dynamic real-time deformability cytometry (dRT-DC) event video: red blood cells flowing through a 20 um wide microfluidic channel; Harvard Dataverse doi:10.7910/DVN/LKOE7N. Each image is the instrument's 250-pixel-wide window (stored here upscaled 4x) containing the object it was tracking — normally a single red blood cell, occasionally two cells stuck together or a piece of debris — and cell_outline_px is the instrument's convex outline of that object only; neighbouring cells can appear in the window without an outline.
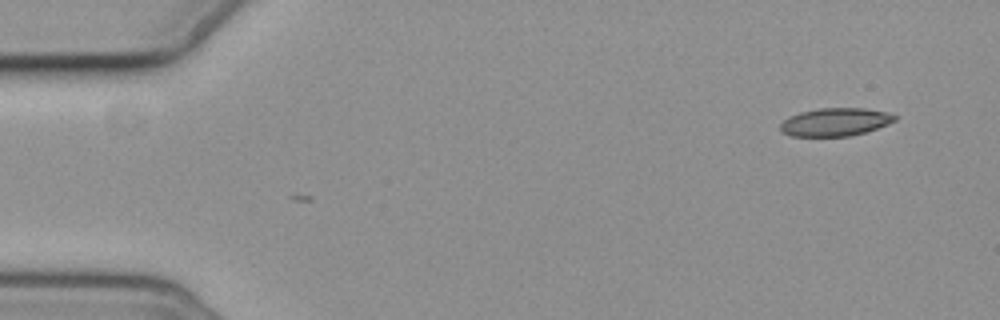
{"species": "common noctule bat (a hibernating species)", "species_latin": "Nyctalus noctula", "temperature_condition": "cold", "stored_images_in_passage": 7, "camera_frame_rate_fps": 3000, "um_per_image_px": 0.085, "animal": {"sex": "female", "body_mass_g": 19.3, "forearm_length_mm": 54.1}, "frame": {"image": 1, "passage_image": 1, "time_ms": 0.0, "image_size_px": [1000, 320], "cell_outline_px": [[896, 120], [888, 124], [852, 136], [792, 136], [780, 132], [780, 124], [788, 116], [800, 112], [820, 108], [864, 108], [884, 112], [896, 116]], "centroid_in_image_um": [70.94, 10.37], "position_along_channel_um": 14.1, "area_um2": 18.61}}
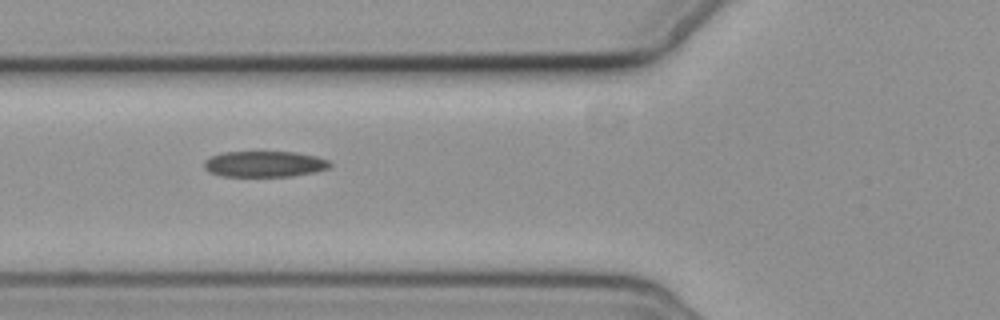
{"frame": {"image": 2, "passage_image": 6, "time_ms": 5.667, "image_size_px": [1000, 320], "cell_outline_px": [[332, 164], [328, 168], [312, 172], [292, 176], [220, 176], [208, 172], [204, 168], [204, 160], [212, 156], [224, 152], [296, 152], [316, 156], [328, 160]], "centroid_in_image_um": [22.45, 13.94], "position_along_channel_um": 103.3, "area_um2": 18.96}}
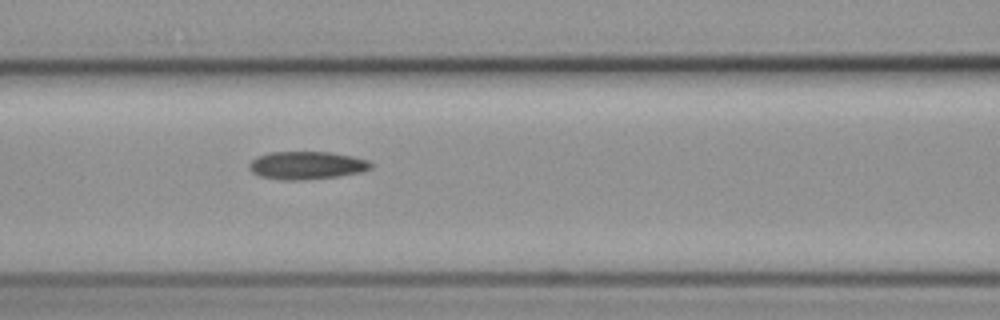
{"frame": {"image": 3, "passage_image": 7, "time_ms": 6.667, "image_size_px": [1000, 320], "cell_outline_px": [[372, 168], [360, 172], [336, 176], [300, 180], [280, 180], [260, 176], [252, 172], [248, 168], [248, 164], [256, 156], [272, 152], [328, 152], [352, 156], [368, 160], [372, 164]], "centroid_in_image_um": [26.03, 14.05], "position_along_channel_um": 140.6, "area_um2": 19.71}}